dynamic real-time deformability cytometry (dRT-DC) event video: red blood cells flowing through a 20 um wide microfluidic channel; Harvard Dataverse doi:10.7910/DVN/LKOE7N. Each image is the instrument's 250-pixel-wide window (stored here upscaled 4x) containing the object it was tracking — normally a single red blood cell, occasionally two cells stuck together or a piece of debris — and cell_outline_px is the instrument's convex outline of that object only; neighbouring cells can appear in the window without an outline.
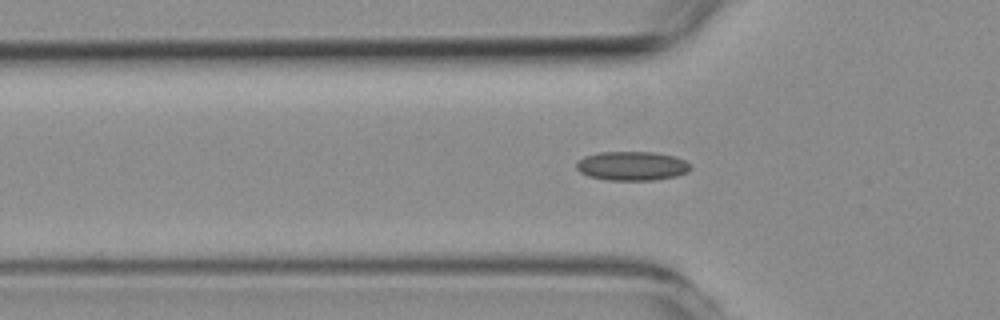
{"species": "common noctule bat (a hibernating species)", "species_latin": "Nyctalus noctula", "temperature_condition": "room temperature", "stored_images_in_passage": 42, "camera_frame_rate_fps": 3000, "um_per_image_px": 0.085, "animal": {"sex": "female", "body_mass_g": 19.3, "forearm_length_mm": 54.1}, "frame": {"image": 1, "passage_image": 15, "time_ms": 4.667, "image_size_px": [1000, 320], "cell_outline_px": [[692, 168], [688, 172], [676, 176], [652, 180], [608, 180], [588, 176], [580, 172], [576, 168], [576, 164], [584, 156], [600, 152], [652, 152], [672, 156], [684, 160], [692, 164]], "centroid_in_image_um": [53.73, 14.11], "position_along_channel_um": 72.1, "area_um2": 19.31}}
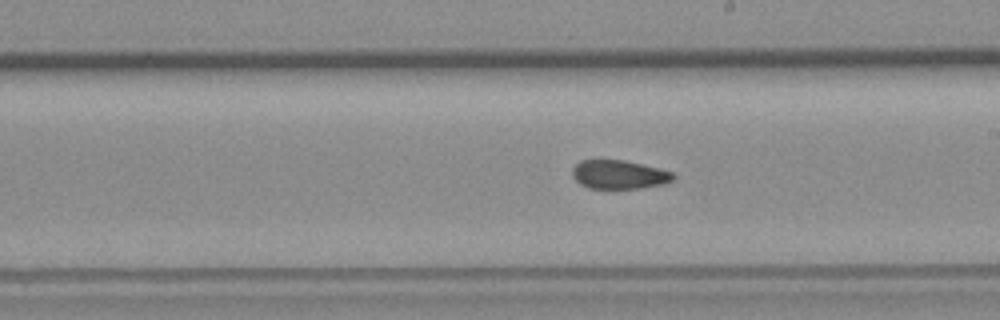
{"frame": {"image": 2, "passage_image": 28, "time_ms": 9.0, "image_size_px": [1000, 320], "cell_outline_px": [[676, 176], [672, 180], [664, 184], [640, 188], [588, 188], [580, 184], [572, 176], [572, 168], [580, 160], [624, 160], [660, 168], [676, 172]], "centroid_in_image_um": [52.65, 14.83], "position_along_channel_um": 236.4, "area_um2": 17.05}}
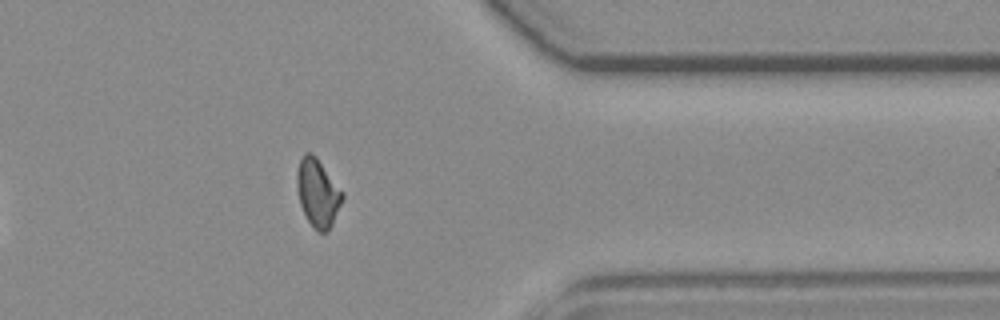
{"frame": {"image": 3, "passage_image": 41, "time_ms": 13.333, "image_size_px": [1000, 320], "cell_outline_px": [[344, 196], [332, 224], [328, 232], [320, 232], [308, 220], [300, 204], [296, 184], [296, 172], [300, 160], [304, 152], [312, 152], [316, 156], [344, 192]], "centroid_in_image_um": [27.01, 16.35], "position_along_channel_um": 384.4, "area_um2": 17.92}}